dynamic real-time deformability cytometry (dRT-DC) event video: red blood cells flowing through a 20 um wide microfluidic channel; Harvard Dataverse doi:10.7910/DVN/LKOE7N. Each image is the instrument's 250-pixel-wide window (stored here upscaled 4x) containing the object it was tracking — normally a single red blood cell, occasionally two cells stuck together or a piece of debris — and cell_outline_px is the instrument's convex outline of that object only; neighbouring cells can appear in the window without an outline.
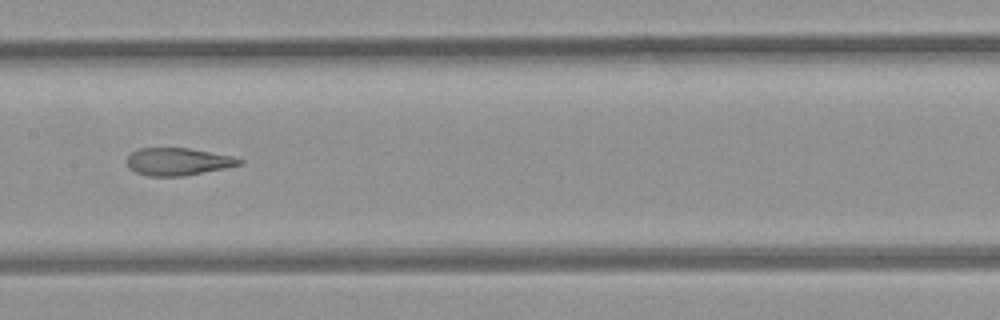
{"species": "common noctule bat (a hibernating species)", "species_latin": "Nyctalus noctula", "temperature_condition": "room temperature", "stored_images_in_passage": 37, "camera_frame_rate_fps": 3000, "um_per_image_px": 0.085, "animal": {"sex": "female", "body_mass_g": 21.9}, "frame": {"image": 1, "passage_image": 11, "time_ms": 3.333, "image_size_px": [1000, 320], "cell_outline_px": [[244, 164], [184, 176], [148, 176], [136, 172], [128, 168], [128, 156], [132, 152], [140, 148], [188, 148], [232, 156], [244, 160]], "centroid_in_image_um": [15.14, 13.74], "position_along_channel_um": 192.3, "area_um2": 17.92}, "authors_computed_cell_mechanics": {"area_um2": 19.5364, "velocity_mm_per_s": 3.9242, "shape_relaxation_time_tau1_ms": null, "shape_relaxation_time_tau2_ms": 2.5476, "deformation_change_tau1": null, "deformation_change_tau2": 0.1208}}